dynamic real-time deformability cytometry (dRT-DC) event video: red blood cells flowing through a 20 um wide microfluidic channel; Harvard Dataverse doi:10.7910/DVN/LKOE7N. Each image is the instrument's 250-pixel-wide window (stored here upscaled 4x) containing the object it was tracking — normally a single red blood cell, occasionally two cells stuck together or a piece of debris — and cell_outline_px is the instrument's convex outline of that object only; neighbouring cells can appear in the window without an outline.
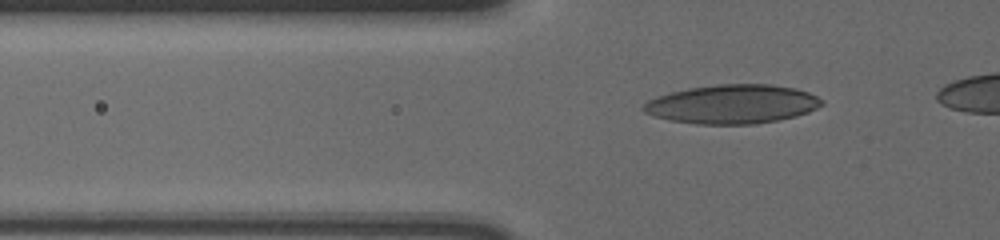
{"species": "human", "species_latin": "Homo sapiens", "temperature_condition": "cold", "stored_images_in_passage": 43, "camera_frame_rate_fps": 3000, "um_per_image_px": 0.085, "donor": {"sex": "male"}, "frame": {"image": 1, "passage_image": 11, "time_ms": 3.333, "image_size_px": [1000, 240], "cell_outline_px": [[824, 104], [808, 112], [796, 116], [756, 124], [696, 124], [668, 120], [652, 116], [644, 112], [640, 108], [648, 100], [672, 92], [692, 88], [720, 84], [768, 84], [796, 88], [808, 92], [824, 100]], "centroid_in_image_um": [62.25, 8.86], "position_along_channel_um": 63.5, "area_um2": 40.4}}
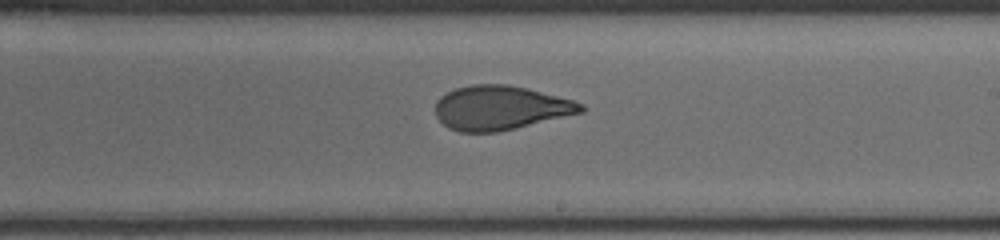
{"frame": {"image": 2, "passage_image": 27, "time_ms": 8.667, "image_size_px": [1000, 240], "cell_outline_px": [[584, 112], [516, 128], [496, 132], [460, 132], [448, 128], [436, 116], [436, 100], [440, 96], [456, 88], [472, 84], [508, 84], [572, 100], [584, 104]], "centroid_in_image_um": [42.51, 9.17], "position_along_channel_um": 246.5, "area_um2": 37.28}}
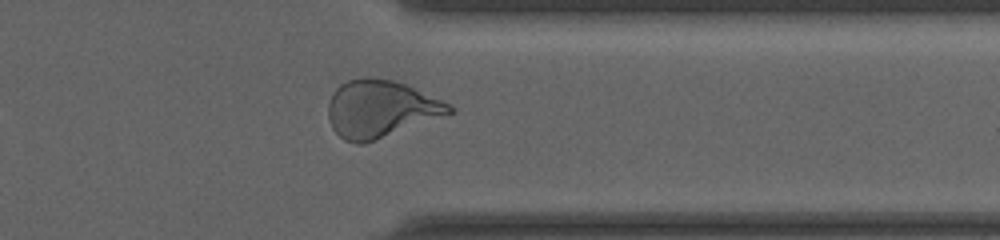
{"frame": {"image": 3, "passage_image": 38, "time_ms": 12.333, "image_size_px": [1000, 240], "cell_outline_px": [[456, 108], [452, 112], [364, 144], [356, 144], [344, 140], [332, 128], [328, 116], [328, 104], [336, 88], [340, 84], [348, 80], [364, 76], [368, 76], [392, 80], [404, 84], [452, 104]], "centroid_in_image_um": [32.32, 9.24], "position_along_channel_um": 379.1, "area_um2": 40.06}}